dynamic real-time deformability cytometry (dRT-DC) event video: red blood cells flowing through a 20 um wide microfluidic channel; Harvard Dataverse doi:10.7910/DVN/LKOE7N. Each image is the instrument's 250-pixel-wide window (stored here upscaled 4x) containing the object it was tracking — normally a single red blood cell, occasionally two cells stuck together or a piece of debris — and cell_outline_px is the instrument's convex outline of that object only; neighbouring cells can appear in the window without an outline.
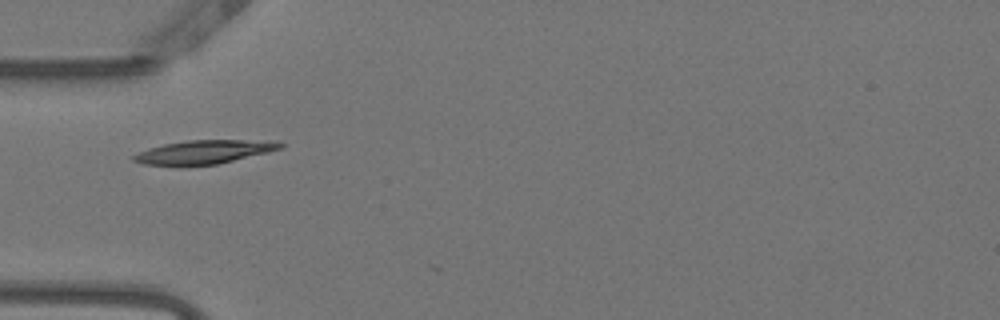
{"species": "Egyptian fruit bat (a non-hibernating species)", "species_latin": "Rousettus aegyptiacus", "temperature_condition": "warm", "stored_images_in_passage": 6, "camera_frame_rate_fps": 3000, "um_per_image_px": 0.085, "animal": {"sex": "female"}, "frame": {"image": 1, "passage_image": 1, "time_ms": 0.0, "image_size_px": [1000, 320], "cell_outline_px": [[284, 148], [268, 152], [216, 164], [180, 168], [144, 164], [132, 160], [132, 156], [148, 148], [164, 144], [188, 140], [280, 140], [284, 144]], "centroid_in_image_um": [17.34, 12.94], "position_along_channel_um": 67.7, "area_um2": 20.87}}
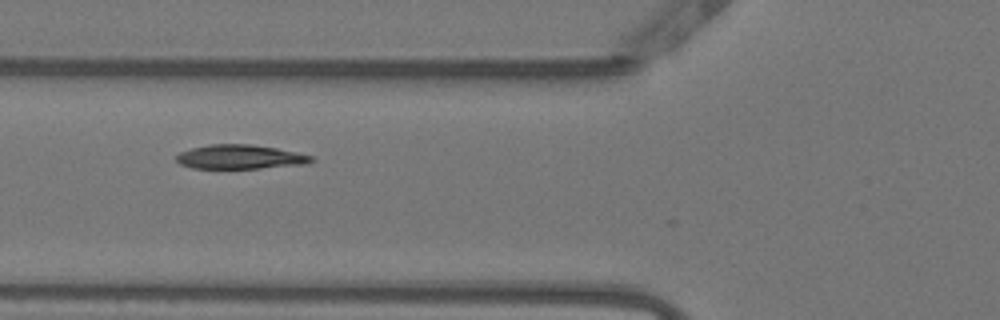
{"frame": {"image": 2, "passage_image": 4, "time_ms": 1.0, "image_size_px": [1000, 320], "cell_outline_px": [[316, 160], [304, 164], [260, 168], [192, 168], [180, 164], [176, 160], [176, 156], [180, 152], [192, 148], [208, 144], [252, 144], [276, 148], [296, 152], [312, 156]], "centroid_in_image_um": [20.4, 13.33], "position_along_channel_um": 105.4, "area_um2": 18.96}}